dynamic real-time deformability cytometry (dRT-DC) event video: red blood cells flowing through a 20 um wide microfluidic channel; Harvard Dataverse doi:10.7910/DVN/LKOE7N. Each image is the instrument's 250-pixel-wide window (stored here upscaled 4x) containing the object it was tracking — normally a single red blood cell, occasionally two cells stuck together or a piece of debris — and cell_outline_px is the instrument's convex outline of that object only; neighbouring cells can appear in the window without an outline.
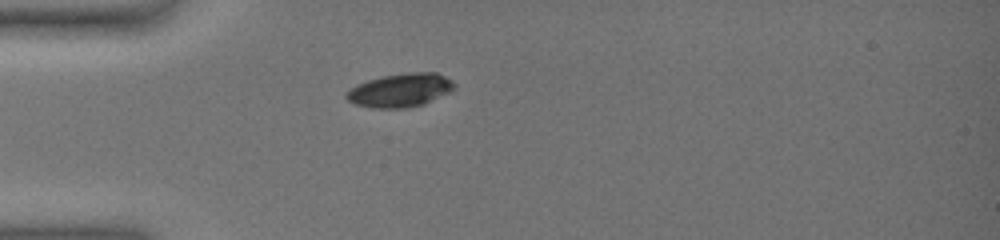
{"species": "common noctule bat (a hibernating species)", "species_latin": "Nyctalus noctula", "temperature_condition": "warm", "stored_images_in_passage": 39, "camera_frame_rate_fps": 3000, "um_per_image_px": 0.085, "animal": {"sex": "female", "body_mass_g": 19.0, "forearm_length_mm": 51.5}, "frame": {"image": 1, "passage_image": 1, "time_ms": 0.0, "image_size_px": [1000, 240], "cell_outline_px": [[456, 84], [448, 92], [424, 104], [404, 108], [372, 108], [356, 104], [348, 100], [344, 96], [344, 92], [356, 84], [380, 76], [408, 72], [436, 72], [452, 80]], "centroid_in_image_um": [33.97, 7.66], "position_along_channel_um": 51.0, "area_um2": 21.15}}
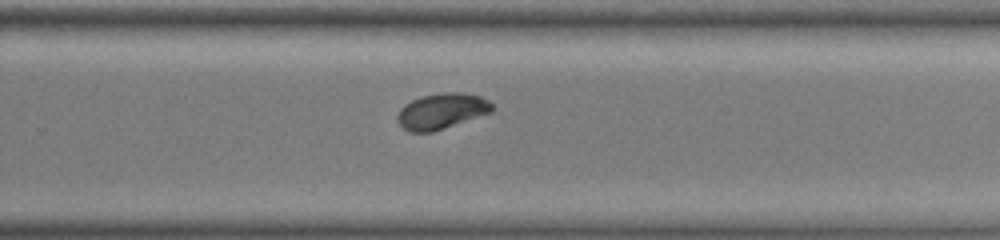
{"frame": {"image": 2, "passage_image": 23, "time_ms": 7.333, "image_size_px": [1000, 240], "cell_outline_px": [[492, 112], [432, 132], [408, 132], [400, 124], [396, 116], [400, 108], [404, 104], [420, 96], [444, 92], [460, 92], [480, 96], [488, 100], [492, 104]], "centroid_in_image_um": [37.52, 9.44], "position_along_channel_um": 292.3, "area_um2": 19.65}}
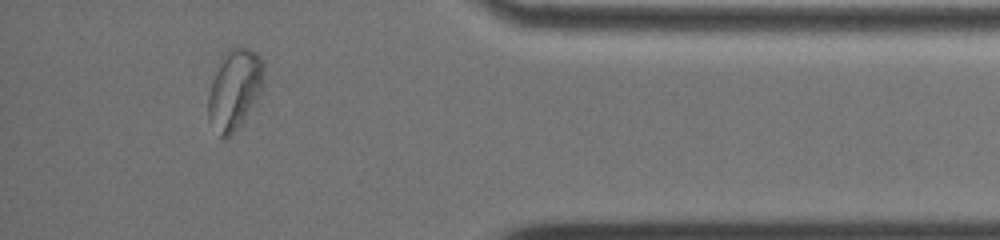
{"frame": {"image": 3, "passage_image": 35, "time_ms": 11.333, "image_size_px": [1000, 240], "cell_outline_px": [[264, 72], [260, 96], [256, 104], [240, 124], [224, 140], [220, 136], [208, 120], [208, 96], [212, 80], [220, 56], [228, 48], [236, 44], [240, 44], [256, 52], [264, 60]], "centroid_in_image_um": [19.95, 7.52], "position_along_channel_um": 415.3, "area_um2": 26.65}, "authors_computed_cell_mechanics": {"area_um2": 20.6346, "velocity_mm_per_s": 3.4928, "shape_relaxation_time_tau1_ms": 4.9783, "shape_relaxation_time_tau2_ms": 4.944, "deformation_change_tau1": 0.1541, "deformation_change_tau2": 0.0452}}